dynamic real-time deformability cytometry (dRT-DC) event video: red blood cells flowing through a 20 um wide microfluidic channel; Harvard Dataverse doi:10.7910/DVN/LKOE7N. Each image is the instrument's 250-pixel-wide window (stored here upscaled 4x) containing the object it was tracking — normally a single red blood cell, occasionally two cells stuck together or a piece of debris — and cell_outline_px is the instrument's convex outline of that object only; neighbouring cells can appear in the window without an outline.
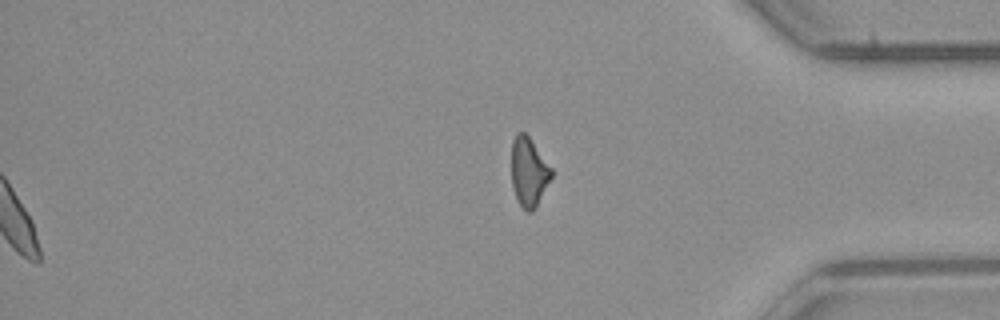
{"species": "common noctule bat (a hibernating species)", "species_latin": "Nyctalus noctula", "temperature_condition": "room temperature", "stored_images_in_passage": 49, "segment_of_instrument_passage": [2, 2], "camera_frame_rate_fps": 3000, "um_per_image_px": 0.085, "animal": {"sex": "male", "body_mass_g": 23.1, "forearm_length_mm": 52.7}, "frame": {"image": 1, "passage_image": 49, "time_ms": 16.0, "image_size_px": [1000, 320], "cell_outline_px": [[552, 176], [536, 208], [532, 212], [528, 212], [516, 200], [512, 188], [512, 140], [516, 132], [524, 132], [528, 136], [552, 168]], "centroid_in_image_um": [44.94, 14.63], "position_along_channel_um": 390.3, "area_um2": 16.07}}